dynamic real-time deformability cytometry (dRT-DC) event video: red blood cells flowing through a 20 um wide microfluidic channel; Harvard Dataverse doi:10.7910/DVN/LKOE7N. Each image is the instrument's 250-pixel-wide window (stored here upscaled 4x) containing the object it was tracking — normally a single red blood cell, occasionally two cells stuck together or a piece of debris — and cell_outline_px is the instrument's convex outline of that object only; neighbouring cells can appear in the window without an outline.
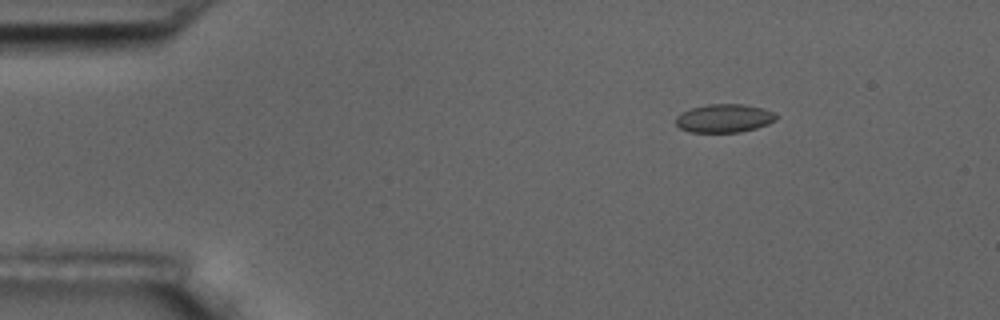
{"species": "common noctule bat (a hibernating species)", "species_latin": "Nyctalus noctula", "temperature_condition": "room temperature", "stored_images_in_passage": 10, "camera_frame_rate_fps": 3000, "um_per_image_px": 0.085, "animal": {"sex": "male", "body_mass_g": 17.5, "forearm_length_mm": 52.3}, "frame": {"image": 1, "passage_image": 2, "time_ms": 1.333, "image_size_px": [1000, 320], "cell_outline_px": [[776, 120], [768, 124], [756, 128], [740, 132], [688, 132], [680, 128], [676, 124], [676, 116], [680, 112], [692, 108], [708, 104], [744, 104], [764, 108], [772, 112], [776, 116]], "centroid_in_image_um": [61.54, 10.05], "position_along_channel_um": 23.5, "area_um2": 16.65}}
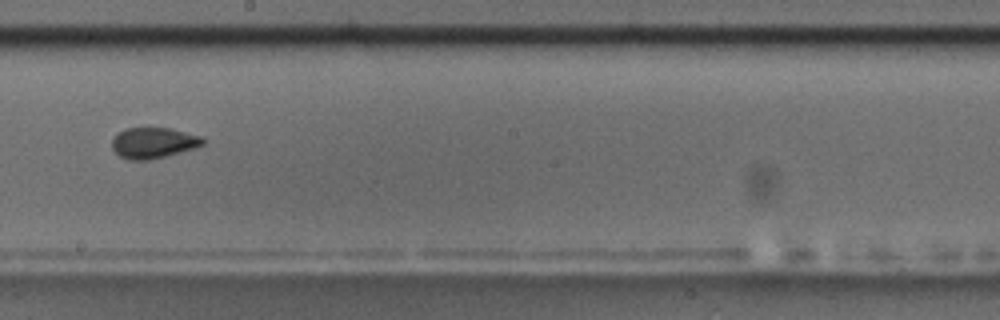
{"frame": {"image": 2, "passage_image": 9, "time_ms": 9.333, "image_size_px": [1000, 320], "cell_outline_px": [[208, 140], [204, 144], [196, 148], [148, 160], [128, 160], [120, 156], [112, 148], [112, 140], [124, 128], [168, 128], [200, 136]], "centroid_in_image_um": [13.06, 12.15], "position_along_channel_um": 235.1, "area_um2": 16.18}}
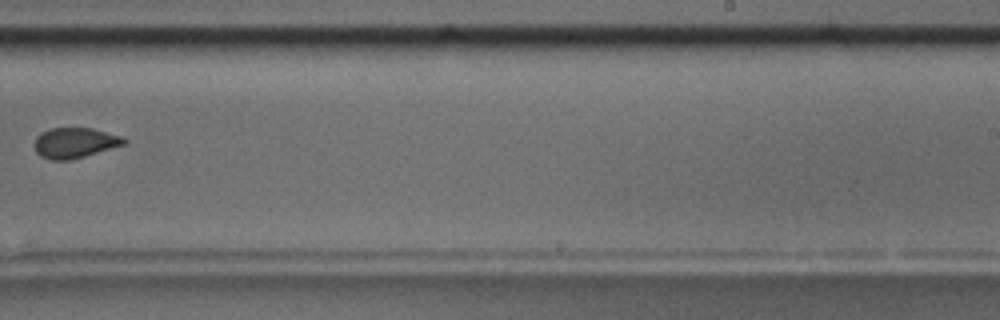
{"frame": {"image": 3, "passage_image": 10, "time_ms": 10.667, "image_size_px": [1000, 320], "cell_outline_px": [[128, 140], [124, 144], [84, 156], [68, 160], [52, 160], [40, 156], [36, 152], [32, 144], [36, 136], [40, 132], [52, 128], [92, 128], [120, 136]], "centroid_in_image_um": [6.28, 12.13], "position_along_channel_um": 282.7, "area_um2": 15.78}}